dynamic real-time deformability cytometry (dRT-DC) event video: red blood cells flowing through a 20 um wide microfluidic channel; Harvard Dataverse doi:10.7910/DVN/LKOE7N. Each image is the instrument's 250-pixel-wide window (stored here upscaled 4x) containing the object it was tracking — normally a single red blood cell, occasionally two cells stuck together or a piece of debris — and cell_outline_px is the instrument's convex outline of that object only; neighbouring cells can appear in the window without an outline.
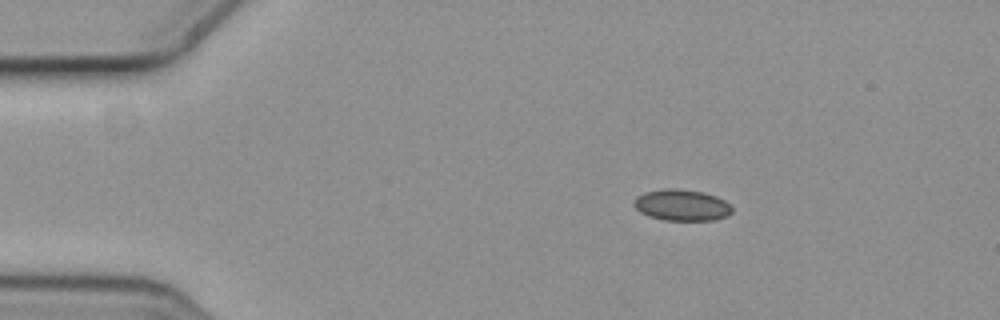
{"species": "common noctule bat (a hibernating species)", "species_latin": "Nyctalus noctula", "temperature_condition": "cold", "stored_images_in_passage": 3, "camera_frame_rate_fps": 3000, "um_per_image_px": 0.085, "animal": {"sex": "female", "body_mass_g": 19.3, "forearm_length_mm": 54.1}, "frame": {"image": 1, "passage_image": 1, "time_ms": 0.0, "image_size_px": [1000, 320], "cell_outline_px": [[732, 212], [728, 216], [716, 220], [664, 220], [648, 216], [640, 212], [632, 204], [632, 200], [636, 196], [644, 192], [668, 188], [700, 192], [716, 196], [724, 200], [732, 208]], "centroid_in_image_um": [57.92, 17.45], "position_along_channel_um": 27.1, "area_um2": 17.86}}